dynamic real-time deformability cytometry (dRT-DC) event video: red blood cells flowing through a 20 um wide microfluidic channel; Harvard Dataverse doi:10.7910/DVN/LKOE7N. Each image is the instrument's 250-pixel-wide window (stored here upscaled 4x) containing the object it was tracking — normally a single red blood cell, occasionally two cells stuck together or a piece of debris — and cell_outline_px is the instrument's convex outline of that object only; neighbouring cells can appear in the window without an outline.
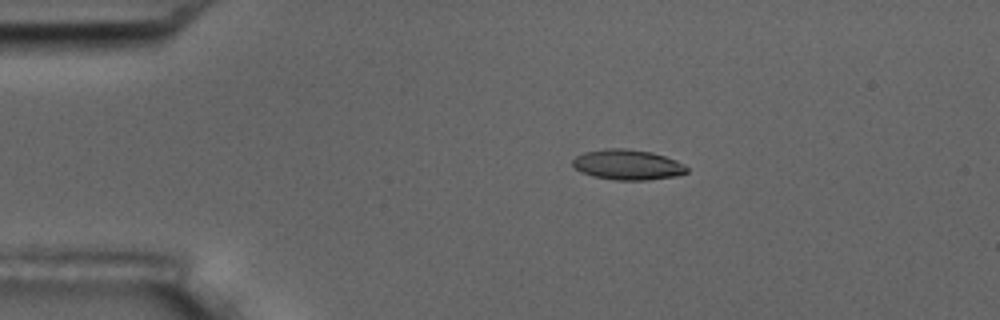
{"species": "common noctule bat (a hibernating species)", "species_latin": "Nyctalus noctula", "temperature_condition": "room temperature", "stored_images_in_passage": 8, "camera_frame_rate_fps": 3000, "um_per_image_px": 0.085, "animal": {"sex": "male", "body_mass_g": 17.5, "forearm_length_mm": 52.3}, "frame": {"image": 1, "passage_image": 4, "time_ms": 3.333, "image_size_px": [1000, 320], "cell_outline_px": [[688, 172], [676, 176], [648, 180], [616, 180], [592, 176], [580, 172], [572, 164], [572, 160], [576, 156], [584, 152], [604, 148], [628, 148], [652, 152], [676, 160], [684, 164], [688, 168]], "centroid_in_image_um": [53.34, 13.99], "position_along_channel_um": 31.7, "area_um2": 20.35}}
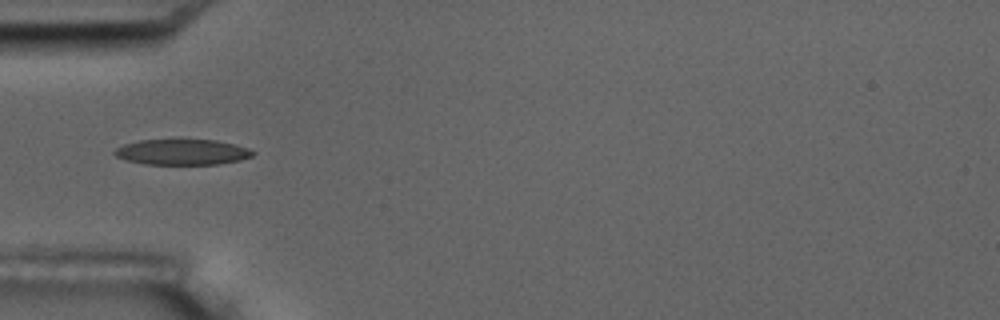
{"frame": {"image": 2, "passage_image": 6, "time_ms": 5.667, "image_size_px": [1000, 320], "cell_outline_px": [[256, 152], [252, 156], [240, 160], [216, 164], [144, 164], [128, 160], [116, 156], [112, 152], [116, 148], [124, 144], [140, 140], [216, 140], [236, 144], [248, 148]], "centroid_in_image_um": [15.5, 12.92], "position_along_channel_um": 69.5, "area_um2": 20.52}}